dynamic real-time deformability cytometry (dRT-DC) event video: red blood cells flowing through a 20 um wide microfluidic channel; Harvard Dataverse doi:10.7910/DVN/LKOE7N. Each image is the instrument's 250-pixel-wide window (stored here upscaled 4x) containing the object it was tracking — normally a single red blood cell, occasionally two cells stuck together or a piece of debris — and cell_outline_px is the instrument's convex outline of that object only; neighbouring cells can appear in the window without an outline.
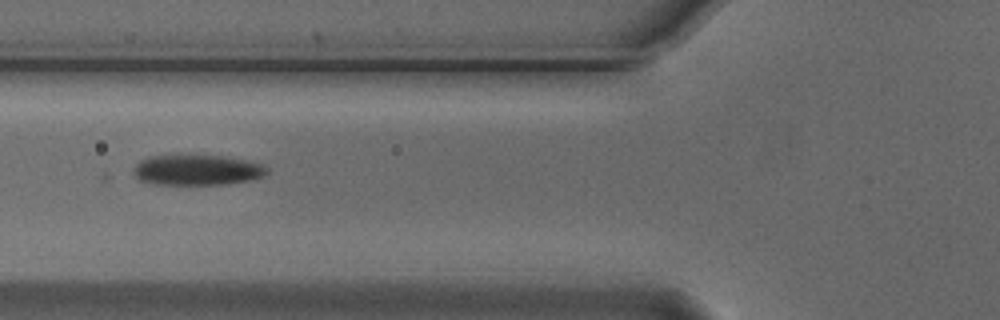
{"species": "Egyptian fruit bat (a non-hibernating species)", "species_latin": "Rousettus aegyptiacus", "temperature_condition": "cold", "stored_images_in_passage": 6, "camera_frame_rate_fps": 3000, "um_per_image_px": 0.085, "animal": {"sex": "male"}, "frame": {"image": 1, "passage_image": 3, "time_ms": 0.667, "image_size_px": [1000, 320], "cell_outline_px": [[268, 172], [264, 176], [252, 180], [228, 184], [156, 184], [140, 180], [132, 172], [132, 168], [140, 160], [148, 156], [224, 156], [244, 160], [260, 164], [268, 168]], "centroid_in_image_um": [16.75, 14.46], "position_along_channel_um": 109.1, "area_um2": 23.52}}
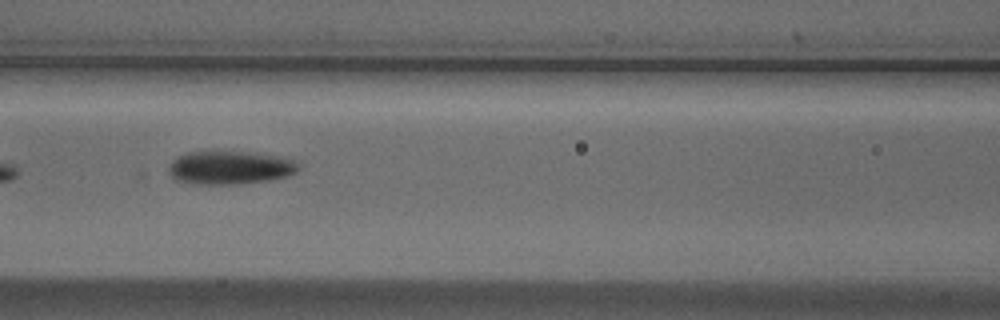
{"frame": {"image": 2, "passage_image": 4, "time_ms": 1.0, "image_size_px": [1000, 320], "cell_outline_px": [[300, 168], [296, 172], [288, 176], [268, 180], [240, 184], [200, 184], [176, 180], [168, 172], [168, 164], [176, 156], [188, 152], [252, 152], [284, 156], [300, 164]], "centroid_in_image_um": [19.57, 14.24], "position_along_channel_um": 147.0, "area_um2": 25.43}}
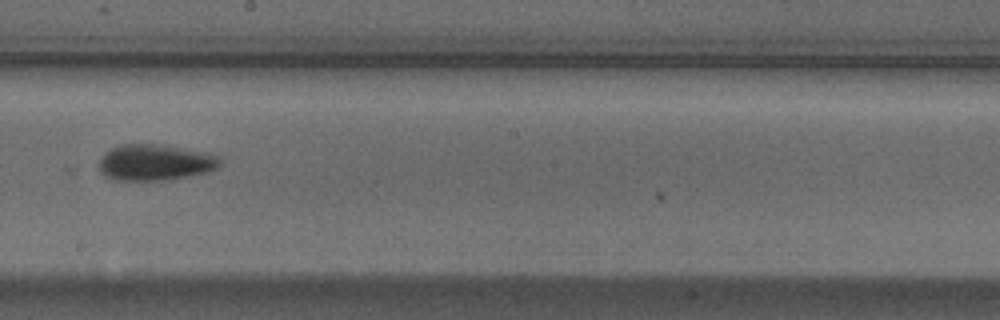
{"frame": {"image": 3, "passage_image": 6, "time_ms": 1.667, "image_size_px": [1000, 320], "cell_outline_px": [[224, 160], [220, 168], [208, 172], [188, 176], [164, 180], [112, 180], [104, 176], [100, 172], [100, 160], [104, 152], [120, 144], [160, 144], [212, 152]], "centroid_in_image_um": [13.26, 13.79], "position_along_channel_um": 234.9, "area_um2": 26.07}}